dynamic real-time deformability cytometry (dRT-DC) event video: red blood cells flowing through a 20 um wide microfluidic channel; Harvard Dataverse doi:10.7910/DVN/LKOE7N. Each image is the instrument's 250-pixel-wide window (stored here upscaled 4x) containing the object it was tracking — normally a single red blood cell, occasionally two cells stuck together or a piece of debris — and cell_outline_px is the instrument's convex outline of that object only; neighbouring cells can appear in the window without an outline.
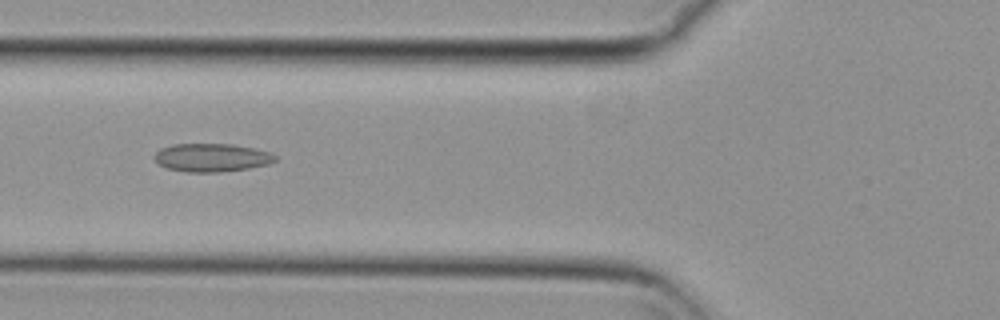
{"species": "common noctule bat (a hibernating species)", "species_latin": "Nyctalus noctula", "temperature_condition": "cold", "stored_images_in_passage": 51, "camera_frame_rate_fps": 3000, "um_per_image_px": 0.085, "animal": {"sex": "female", "body_mass_g": 29.2, "forearm_length_mm": 56.3}, "frame": {"image": 1, "passage_image": 20, "time_ms": 6.333, "image_size_px": [1000, 320], "cell_outline_px": [[276, 160], [268, 164], [248, 168], [220, 172], [184, 172], [168, 168], [160, 164], [152, 156], [160, 148], [172, 144], [232, 144], [252, 148], [268, 152], [276, 156]], "centroid_in_image_um": [17.95, 13.39], "position_along_channel_um": 107.8, "area_um2": 19.77}}
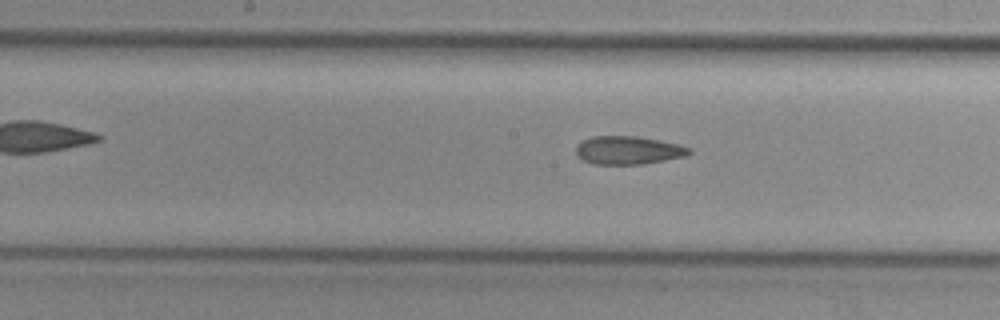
{"frame": {"image": 2, "passage_image": 27, "time_ms": 8.667, "image_size_px": [1000, 320], "cell_outline_px": [[692, 152], [688, 156], [640, 164], [592, 164], [576, 156], [576, 144], [580, 140], [592, 136], [636, 136], [660, 140], [680, 144], [692, 148]], "centroid_in_image_um": [53.4, 12.76], "position_along_channel_um": 194.8, "area_um2": 18.9}}
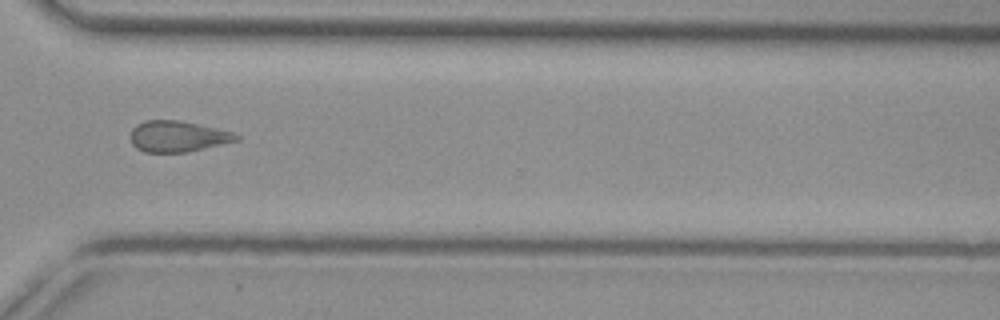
{"frame": {"image": 3, "passage_image": 40, "time_ms": 13.0, "image_size_px": [1000, 320], "cell_outline_px": [[240, 140], [188, 152], [144, 152], [136, 148], [132, 144], [132, 128], [136, 124], [144, 120], [180, 120], [216, 128], [232, 132], [240, 136]], "centroid_in_image_um": [15.11, 11.59], "position_along_channel_um": 355.5, "area_um2": 19.13}, "authors_computed_cell_mechanics": {"area_um2": 20.5768, "velocity_mm_per_s": 3.7161, "shape_relaxation_time_tau1_ms": null, "shape_relaxation_time_tau2_ms": 3.5788, "deformation_change_tau1": null, "deformation_change_tau2": 0.0977}}